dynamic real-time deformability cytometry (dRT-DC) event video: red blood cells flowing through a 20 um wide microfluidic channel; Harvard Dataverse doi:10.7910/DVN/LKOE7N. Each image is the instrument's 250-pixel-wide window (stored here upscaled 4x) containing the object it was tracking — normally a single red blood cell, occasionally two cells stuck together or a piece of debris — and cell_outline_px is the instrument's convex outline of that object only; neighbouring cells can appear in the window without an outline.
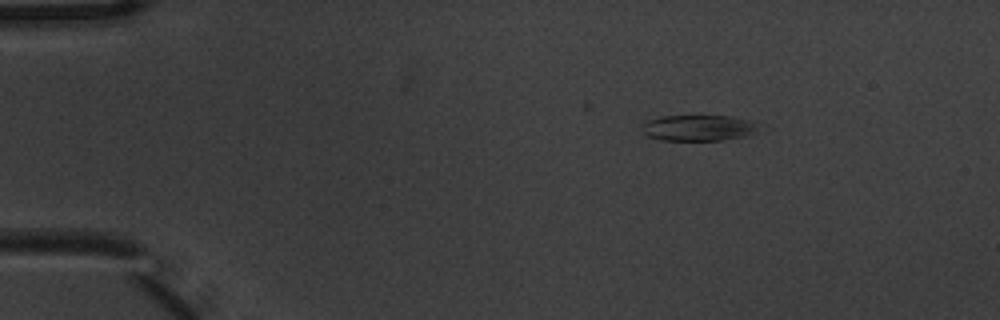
{"species": "common noctule bat (a hibernating species)", "species_latin": "Nyctalus noctula", "temperature_condition": "warm", "stored_images_in_passage": 4, "camera_frame_rate_fps": 3000, "um_per_image_px": 0.085, "animal": {"sex": "male", "body_mass_g": 20.1, "forearm_length_mm": 53.5}, "frame": {"image": 1, "passage_image": 1, "time_ms": 0.0, "image_size_px": [1000, 320], "cell_outline_px": [[756, 128], [752, 132], [744, 136], [724, 140], [660, 140], [648, 136], [640, 128], [640, 124], [648, 120], [660, 116], [732, 116], [752, 120], [756, 124]], "centroid_in_image_um": [59.29, 10.86], "position_along_channel_um": 25.7, "area_um2": 17.57}}